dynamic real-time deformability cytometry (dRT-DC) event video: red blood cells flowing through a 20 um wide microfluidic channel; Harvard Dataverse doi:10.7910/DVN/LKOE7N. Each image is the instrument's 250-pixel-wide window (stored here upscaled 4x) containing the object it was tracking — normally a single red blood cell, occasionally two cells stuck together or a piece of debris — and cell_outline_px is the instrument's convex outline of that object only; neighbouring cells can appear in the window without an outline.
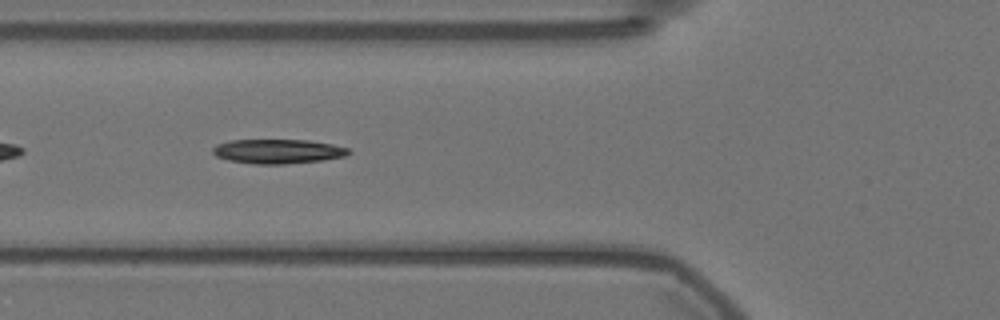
{"species": "Egyptian fruit bat (a non-hibernating species)", "species_latin": "Rousettus aegyptiacus", "temperature_condition": "warm", "stored_images_in_passage": 43, "camera_frame_rate_fps": 3000, "um_per_image_px": 0.085, "animal": {"sex": "female"}, "frame": {"image": 1, "passage_image": 6, "time_ms": 1.667, "image_size_px": [1000, 320], "cell_outline_px": [[352, 152], [344, 156], [324, 160], [284, 164], [256, 164], [228, 160], [216, 156], [212, 152], [212, 148], [216, 144], [232, 140], [308, 140], [332, 144], [348, 148]], "centroid_in_image_um": [23.61, 12.86], "position_along_channel_um": 102.2, "area_um2": 19.31}}
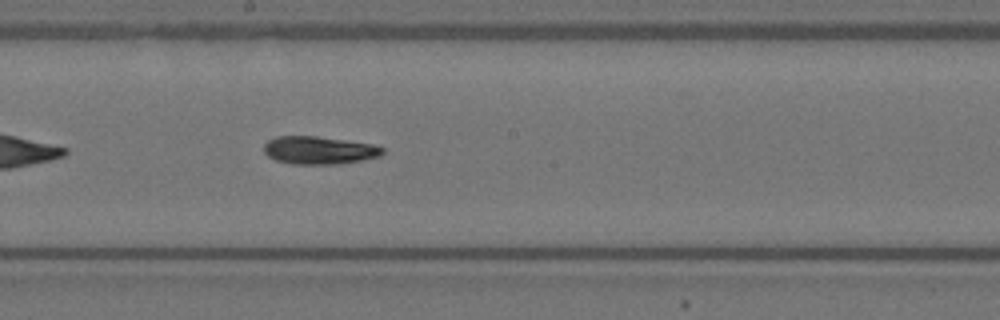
{"frame": {"image": 2, "passage_image": 16, "time_ms": 5.0, "image_size_px": [1000, 320], "cell_outline_px": [[384, 152], [380, 156], [340, 164], [292, 164], [276, 160], [268, 156], [264, 152], [264, 144], [268, 140], [276, 136], [316, 136], [372, 144], [384, 148]], "centroid_in_image_um": [27.1, 12.77], "position_along_channel_um": 221.1, "area_um2": 19.19}}
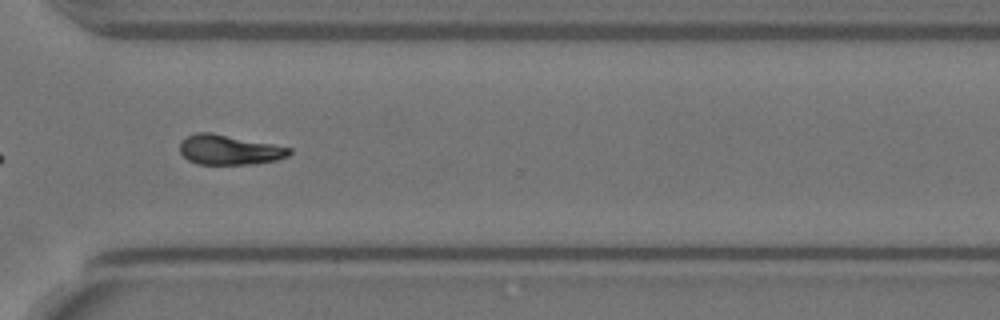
{"frame": {"image": 3, "passage_image": 27, "time_ms": 8.667, "image_size_px": [1000, 320], "cell_outline_px": [[292, 152], [288, 156], [276, 160], [252, 164], [196, 164], [188, 160], [180, 152], [180, 140], [196, 132], [212, 132], [292, 148]], "centroid_in_image_um": [19.46, 12.73], "position_along_channel_um": 351.1, "area_um2": 19.07}, "authors_computed_cell_mechanics": {"area_um2": 19.074, "velocity_mm_per_s": 3.5545, "shape_relaxation_time_tau1_ms": 4.2283, "shape_relaxation_time_tau2_ms": null, "deformation_change_tau1": 0.1558, "deformation_change_tau2": null}}